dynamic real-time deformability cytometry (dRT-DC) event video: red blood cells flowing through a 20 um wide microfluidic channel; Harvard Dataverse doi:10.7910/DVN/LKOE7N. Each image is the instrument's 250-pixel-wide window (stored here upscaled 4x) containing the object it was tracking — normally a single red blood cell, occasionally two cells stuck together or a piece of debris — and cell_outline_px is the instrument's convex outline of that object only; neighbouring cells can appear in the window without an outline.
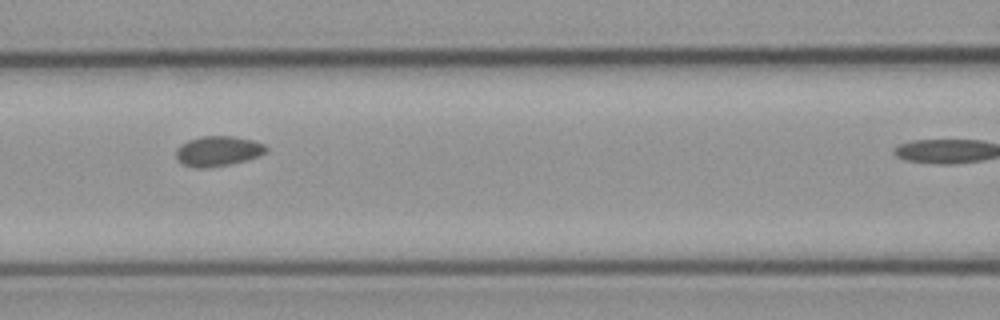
{"species": "common noctule bat (a hibernating species)", "species_latin": "Nyctalus noctula", "temperature_condition": "cold", "stored_images_in_passage": 6, "camera_frame_rate_fps": 3000, "um_per_image_px": 0.085, "animal": {"sex": "male", "body_mass_g": 23.1, "forearm_length_mm": 52.7}, "frame": {"image": 1, "passage_image": 5, "time_ms": 4.333, "image_size_px": [1000, 320], "cell_outline_px": [[268, 148], [264, 152], [256, 156], [244, 160], [228, 164], [208, 168], [196, 168], [180, 164], [176, 156], [176, 148], [180, 144], [188, 140], [200, 136], [232, 136], [252, 140], [264, 144]], "centroid_in_image_um": [18.45, 12.84], "position_along_channel_um": 148.1, "area_um2": 15.72}}